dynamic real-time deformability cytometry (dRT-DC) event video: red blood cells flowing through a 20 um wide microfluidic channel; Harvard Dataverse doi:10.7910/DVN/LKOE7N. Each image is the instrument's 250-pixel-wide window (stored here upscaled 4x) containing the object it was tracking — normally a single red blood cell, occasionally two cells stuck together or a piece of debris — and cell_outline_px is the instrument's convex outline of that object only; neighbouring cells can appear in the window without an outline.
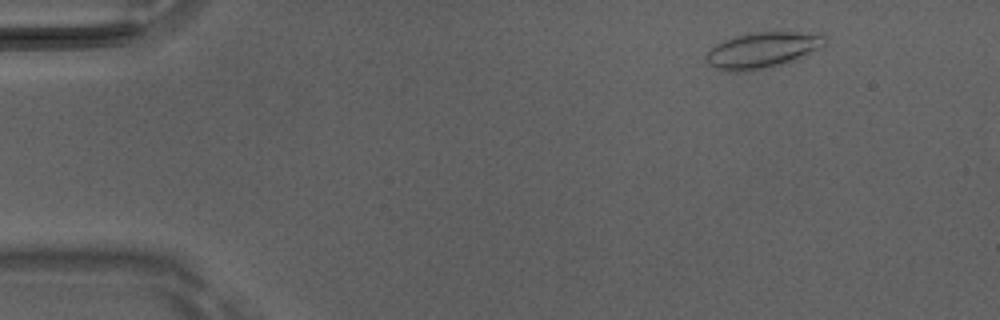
{"species": "Egyptian fruit bat (a non-hibernating species)", "species_latin": "Rousettus aegyptiacus", "temperature_condition": "room temperature", "stored_images_in_passage": 4, "camera_frame_rate_fps": 3000, "um_per_image_px": 0.085, "animal": {"sex": "male"}, "frame": {"image": 1, "passage_image": 4, "time_ms": 1.0, "image_size_px": [1000, 320], "cell_outline_px": [[828, 36], [824, 44], [800, 60], [772, 68], [752, 72], [732, 72], [716, 68], [708, 64], [704, 56], [716, 44], [724, 40], [736, 36], [752, 32], [824, 32]], "centroid_in_image_um": [64.88, 4.28], "position_along_channel_um": 20.1, "area_um2": 25.66}}